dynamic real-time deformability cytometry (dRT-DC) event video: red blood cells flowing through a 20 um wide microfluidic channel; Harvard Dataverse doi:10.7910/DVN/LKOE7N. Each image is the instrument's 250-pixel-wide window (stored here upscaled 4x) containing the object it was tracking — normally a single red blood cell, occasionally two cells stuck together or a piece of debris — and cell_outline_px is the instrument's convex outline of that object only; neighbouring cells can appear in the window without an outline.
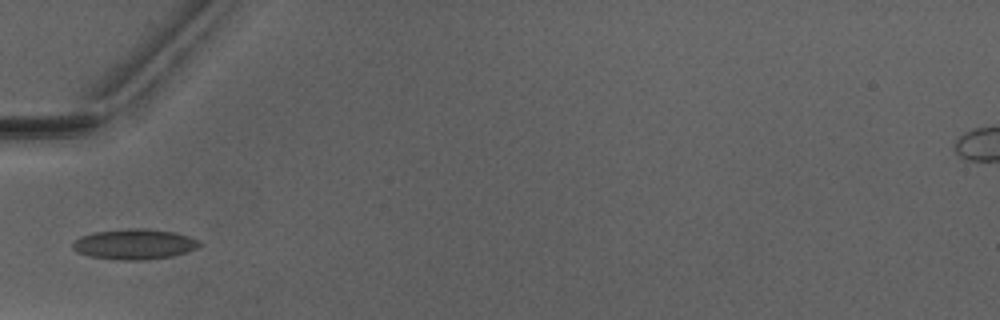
{"species": "Egyptian fruit bat (a non-hibernating species)", "species_latin": "Rousettus aegyptiacus", "temperature_condition": "warm", "stored_images_in_passage": 7, "camera_frame_rate_fps": 3000, "um_per_image_px": 0.085, "animal": {"sex": "male"}, "frame": {"image": 1, "passage_image": 6, "time_ms": 7.0, "image_size_px": [1000, 320], "cell_outline_px": [[204, 244], [188, 252], [172, 256], [148, 260], [120, 260], [88, 256], [72, 248], [72, 244], [80, 236], [92, 232], [128, 228], [148, 228], [176, 232], [200, 240]], "centroid_in_image_um": [11.47, 20.75], "position_along_channel_um": 73.5, "area_um2": 22.77}}
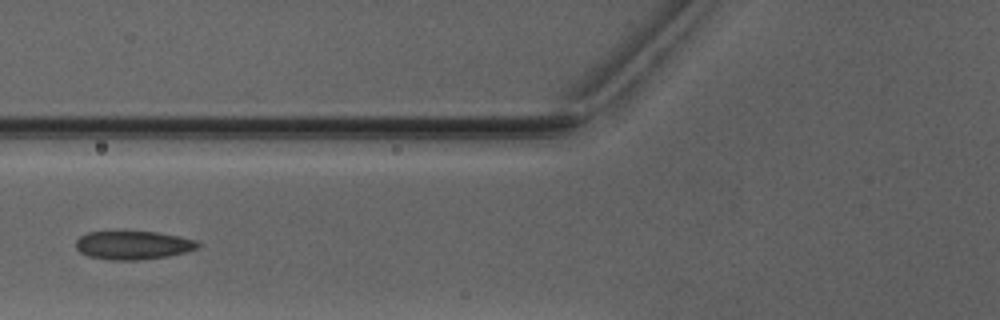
{"frame": {"image": 2, "passage_image": 7, "time_ms": 8.0, "image_size_px": [1000, 320], "cell_outline_px": [[200, 244], [196, 248], [184, 252], [168, 256], [140, 260], [112, 260], [88, 256], [80, 252], [76, 248], [76, 240], [80, 236], [88, 232], [156, 232], [180, 236], [196, 240]], "centroid_in_image_um": [11.3, 20.84], "position_along_channel_um": 114.5, "area_um2": 20.11}}